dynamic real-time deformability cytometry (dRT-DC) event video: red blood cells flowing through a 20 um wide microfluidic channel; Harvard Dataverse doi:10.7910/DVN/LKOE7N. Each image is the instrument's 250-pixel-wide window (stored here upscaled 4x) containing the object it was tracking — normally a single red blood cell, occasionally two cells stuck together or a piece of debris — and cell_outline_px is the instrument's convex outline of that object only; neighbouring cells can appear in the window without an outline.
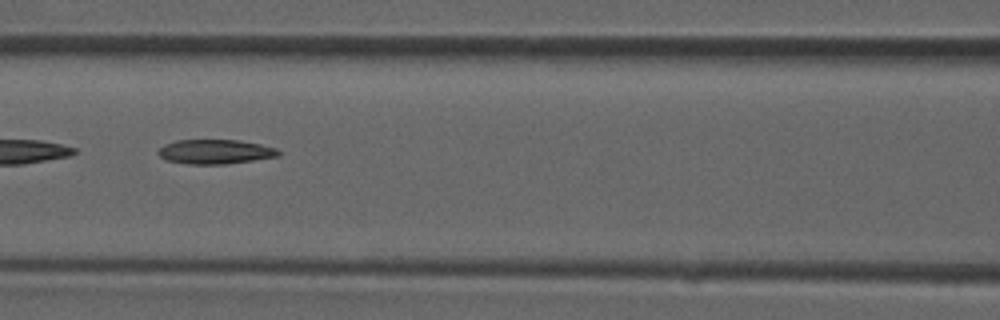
{"species": "common noctule bat (a hibernating species)", "species_latin": "Nyctalus noctula", "temperature_condition": "room temperature", "stored_images_in_passage": 38, "camera_frame_rate_fps": 3000, "um_per_image_px": 0.085, "animal": {"sex": "male", "forearm_length_mm": 52.5}, "frame": {"image": 1, "passage_image": 17, "time_ms": 5.333, "image_size_px": [1000, 320], "cell_outline_px": [[280, 156], [224, 164], [188, 164], [168, 160], [160, 156], [156, 152], [164, 144], [176, 140], [240, 140], [260, 144], [276, 148], [280, 152]], "centroid_in_image_um": [18.29, 12.89], "position_along_channel_um": 148.3, "area_um2": 17.05}}
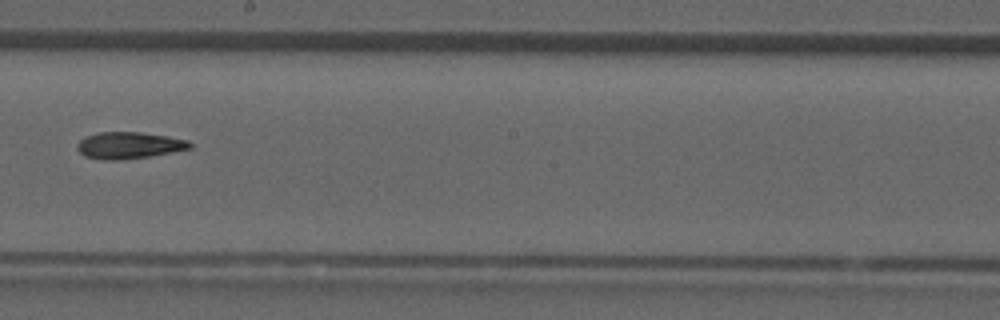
{"frame": {"image": 2, "passage_image": 22, "time_ms": 7.0, "image_size_px": [1000, 320], "cell_outline_px": [[192, 148], [148, 156], [120, 160], [104, 160], [84, 156], [76, 148], [76, 144], [80, 140], [88, 136], [100, 132], [140, 132], [168, 136], [188, 140], [192, 144]], "centroid_in_image_um": [10.95, 12.35], "position_along_channel_um": 237.2, "area_um2": 17.4}}